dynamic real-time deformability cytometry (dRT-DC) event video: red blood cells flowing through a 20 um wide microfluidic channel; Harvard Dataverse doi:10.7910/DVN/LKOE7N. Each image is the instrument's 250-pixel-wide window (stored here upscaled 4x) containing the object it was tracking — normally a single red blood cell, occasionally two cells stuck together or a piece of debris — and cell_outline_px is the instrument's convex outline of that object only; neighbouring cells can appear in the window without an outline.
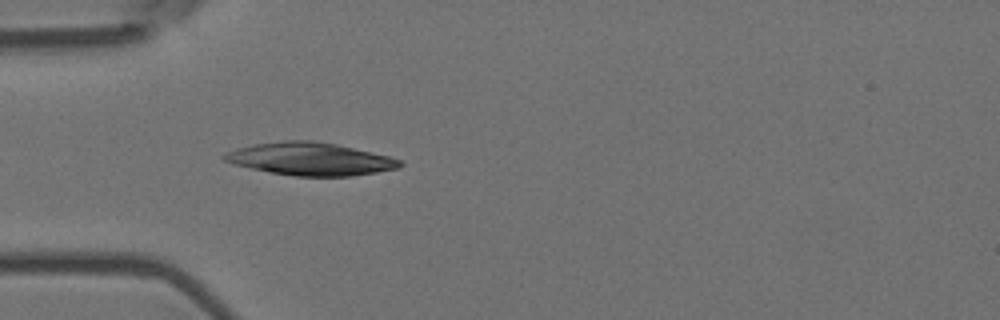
{"species": "Egyptian fruit bat (a non-hibernating species)", "species_latin": "Rousettus aegyptiacus", "temperature_condition": "room temperature", "stored_images_in_passage": 4, "camera_frame_rate_fps": 3000, "um_per_image_px": 0.085, "animal": {"sex": "female"}, "frame": {"image": 1, "passage_image": 4, "time_ms": 1.0, "image_size_px": [1000, 320], "cell_outline_px": [[404, 164], [400, 168], [352, 176], [296, 176], [272, 172], [252, 168], [236, 164], [224, 160], [220, 156], [224, 152], [236, 148], [252, 144], [284, 140], [312, 140], [336, 144], [388, 156], [400, 160]], "centroid_in_image_um": [26.36, 13.5], "position_along_channel_um": 58.6, "area_um2": 33.35}}